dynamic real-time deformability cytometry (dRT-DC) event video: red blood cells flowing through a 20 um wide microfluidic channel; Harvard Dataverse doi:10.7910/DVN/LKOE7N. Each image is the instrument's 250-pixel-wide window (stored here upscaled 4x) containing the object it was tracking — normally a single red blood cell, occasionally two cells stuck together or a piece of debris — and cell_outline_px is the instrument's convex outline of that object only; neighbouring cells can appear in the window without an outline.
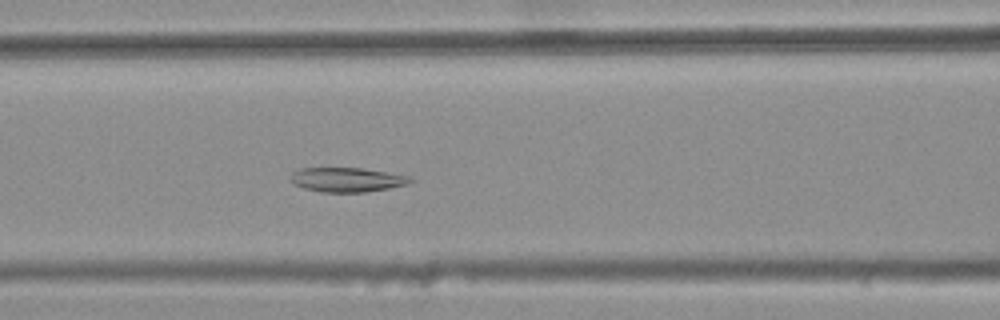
{"species": "common noctule bat (a hibernating species)", "species_latin": "Nyctalus noctula", "temperature_condition": "warm", "stored_images_in_passage": 34, "camera_frame_rate_fps": 3000, "um_per_image_px": 0.085, "animal": {"sex": "female", "body_mass_g": 25.1}, "frame": {"image": 1, "passage_image": 11, "time_ms": 3.333, "image_size_px": [1000, 320], "cell_outline_px": [[416, 180], [408, 184], [388, 188], [364, 192], [320, 192], [304, 188], [292, 184], [292, 172], [300, 168], [360, 168], [388, 172], [412, 176]], "centroid_in_image_um": [29.53, 15.27], "position_along_channel_um": 137.1, "area_um2": 17.11}}
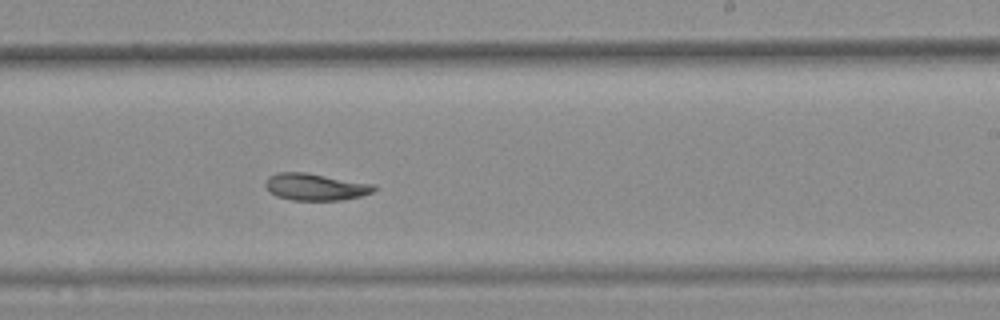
{"frame": {"image": 2, "passage_image": 21, "time_ms": 6.667, "image_size_px": [1000, 320], "cell_outline_px": [[376, 188], [372, 192], [360, 196], [340, 200], [292, 200], [276, 196], [264, 184], [268, 176], [276, 172], [304, 172], [376, 184]], "centroid_in_image_um": [26.81, 15.87], "position_along_channel_um": 262.2, "area_um2": 16.99}}
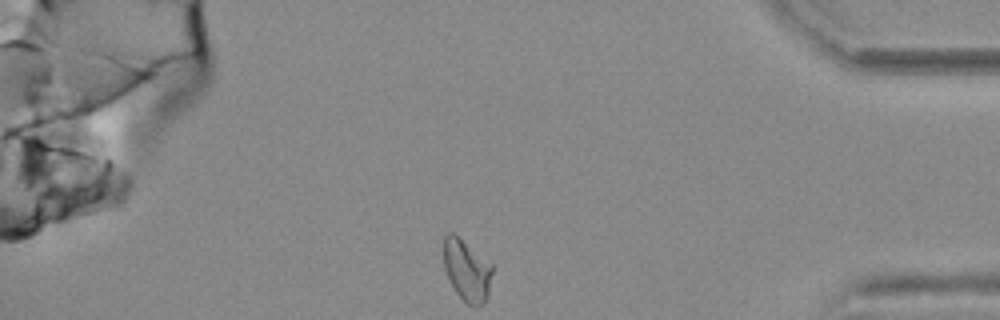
{"frame": {"image": 3, "passage_image": 34, "time_ms": 11.0, "image_size_px": [1000, 320], "cell_outline_px": [[492, 272], [488, 296], [484, 304], [468, 304], [456, 292], [444, 268], [444, 236], [448, 232], [452, 232], [492, 264]], "centroid_in_image_um": [39.68, 22.96], "position_along_channel_um": 395.5, "area_um2": 16.99}, "authors_computed_cell_mechanics": {"area_um2": 17.2244, "velocity_mm_per_s": 3.7597, "shape_relaxation_time_tau1_ms": null, "shape_relaxation_time_tau2_ms": 6.2641, "deformation_change_tau1": null, "deformation_change_tau2": 0.108}}